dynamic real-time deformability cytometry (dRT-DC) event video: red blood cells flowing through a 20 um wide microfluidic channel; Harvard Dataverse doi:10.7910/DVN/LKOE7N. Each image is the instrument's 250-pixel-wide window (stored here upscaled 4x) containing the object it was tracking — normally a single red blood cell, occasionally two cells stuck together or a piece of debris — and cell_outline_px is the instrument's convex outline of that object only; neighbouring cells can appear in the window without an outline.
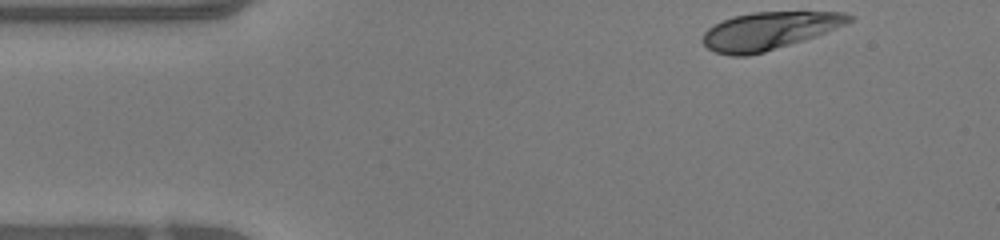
{"species": "human", "species_latin": "Homo sapiens", "temperature_condition": "warm", "stored_images_in_passage": 43, "camera_frame_rate_fps": 3000, "um_per_image_px": 0.085, "donor": {"sex": "female"}, "frame": {"image": 1, "passage_image": 1, "time_ms": 0.0, "image_size_px": [1000, 240], "cell_outline_px": [[856, 16], [852, 20], [844, 24], [816, 36], [764, 52], [748, 56], [732, 56], [716, 52], [708, 48], [700, 40], [704, 32], [708, 28], [724, 20], [736, 16], [752, 12], [844, 12]], "centroid_in_image_um": [65.35, 2.62], "position_along_channel_um": 19.6, "area_um2": 31.73}}
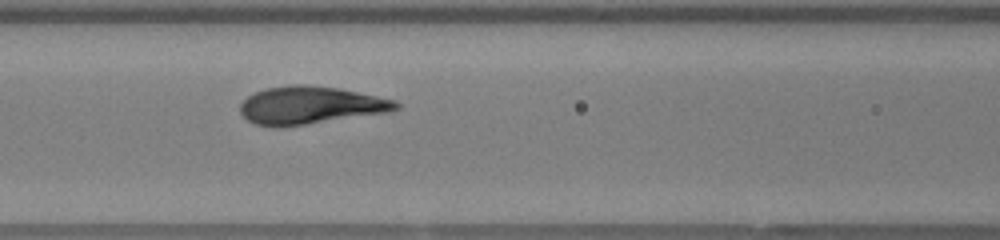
{"frame": {"image": 2, "passage_image": 15, "time_ms": 4.667, "image_size_px": [1000, 240], "cell_outline_px": [[400, 108], [392, 112], [280, 128], [272, 128], [256, 124], [248, 120], [240, 112], [240, 104], [248, 96], [264, 88], [292, 84], [304, 84], [340, 88], [396, 100], [400, 104]], "centroid_in_image_um": [26.4, 8.96], "position_along_channel_um": 140.2, "area_um2": 34.74}}
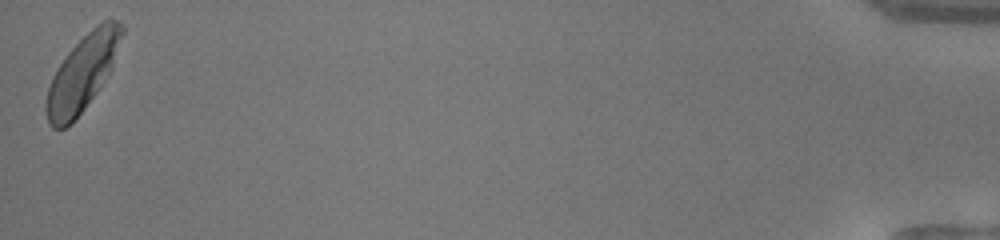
{"frame": {"image": 3, "passage_image": 43, "time_ms": 14.0, "image_size_px": [1000, 240], "cell_outline_px": [[124, 32], [108, 76], [72, 124], [64, 128], [52, 128], [48, 124], [44, 108], [44, 104], [48, 88], [52, 76], [68, 52], [96, 24], [104, 20], [120, 20], [124, 24]], "centroid_in_image_um": [6.99, 6.22], "position_along_channel_um": 428.2, "area_um2": 33.18}, "authors_computed_cell_mechanics": {"area_um2": 32.946, "velocity_mm_per_s": 4.2175, "shape_relaxation_time_tau1_ms": 2.2206, "shape_relaxation_time_tau2_ms": null, "deformation_change_tau1": 0.1743, "deformation_change_tau2": null}}